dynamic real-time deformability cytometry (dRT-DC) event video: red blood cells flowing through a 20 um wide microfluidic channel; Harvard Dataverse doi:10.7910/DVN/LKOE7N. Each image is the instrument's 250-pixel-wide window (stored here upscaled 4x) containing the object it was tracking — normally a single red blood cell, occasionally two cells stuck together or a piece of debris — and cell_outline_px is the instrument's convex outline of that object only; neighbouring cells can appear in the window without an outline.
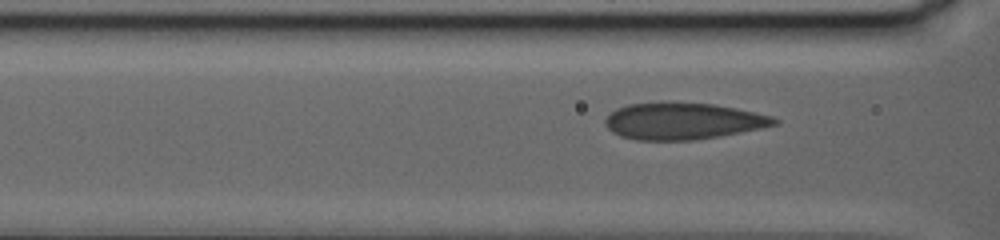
{"species": "human", "species_latin": "Homo sapiens", "temperature_condition": "warm", "stored_images_in_passage": 65, "camera_frame_rate_fps": 3000, "um_per_image_px": 0.085, "donor": {"sex": "female"}, "frame": {"image": 1, "passage_image": 20, "time_ms": 6.333, "image_size_px": [1000, 240], "cell_outline_px": [[780, 124], [740, 132], [696, 140], [636, 140], [620, 136], [612, 132], [604, 124], [604, 120], [616, 108], [628, 104], [712, 104], [736, 108], [772, 116], [780, 120]], "centroid_in_image_um": [58.06, 10.32], "position_along_channel_um": 108.5, "area_um2": 35.49}}
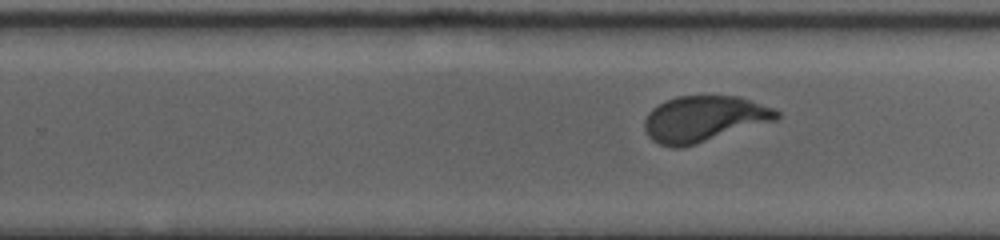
{"frame": {"image": 2, "passage_image": 43, "time_ms": 14.0, "image_size_px": [1000, 240], "cell_outline_px": [[780, 116], [776, 120], [696, 144], [680, 148], [672, 148], [660, 144], [652, 140], [648, 136], [644, 128], [644, 120], [648, 112], [652, 108], [664, 100], [676, 96], [740, 96], [776, 108], [780, 112]], "centroid_in_image_um": [59.83, 10.09], "position_along_channel_um": 270.0, "area_um2": 35.66}}
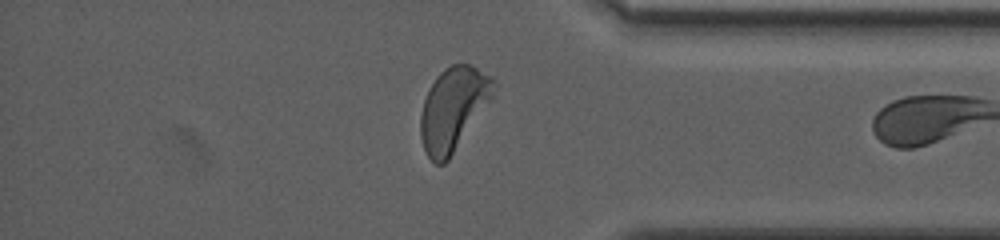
{"frame": {"image": 3, "passage_image": 62, "time_ms": 20.333, "image_size_px": [1000, 240], "cell_outline_px": [[496, 84], [492, 100], [448, 160], [444, 164], [436, 164], [428, 156], [424, 148], [420, 136], [420, 116], [424, 100], [428, 88], [436, 76], [444, 68], [452, 64], [472, 64], [492, 76]], "centroid_in_image_um": [38.54, 9.22], "position_along_channel_um": 396.7, "area_um2": 35.66}}